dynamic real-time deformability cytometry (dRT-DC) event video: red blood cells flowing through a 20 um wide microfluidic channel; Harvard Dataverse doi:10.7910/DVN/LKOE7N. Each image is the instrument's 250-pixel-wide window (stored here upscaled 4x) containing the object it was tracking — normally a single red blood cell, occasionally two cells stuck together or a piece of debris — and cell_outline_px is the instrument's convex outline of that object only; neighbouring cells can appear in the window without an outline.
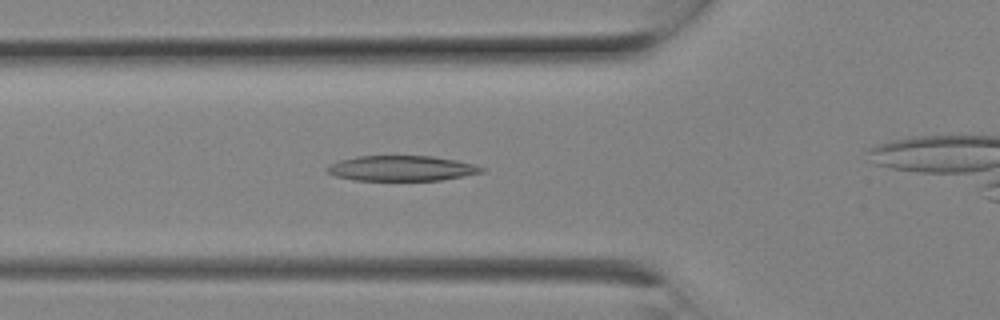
{"species": "Egyptian fruit bat (a non-hibernating species)", "species_latin": "Rousettus aegyptiacus", "temperature_condition": "room temperature", "stored_images_in_passage": 4, "camera_frame_rate_fps": 3000, "um_per_image_px": 0.085, "animal": {"sex": "female"}, "frame": {"image": 1, "passage_image": 4, "time_ms": 1.0, "image_size_px": [1000, 320], "cell_outline_px": [[484, 172], [440, 180], [356, 180], [336, 176], [328, 172], [324, 168], [328, 164], [340, 160], [356, 156], [432, 156], [456, 160], [472, 164], [484, 168]], "centroid_in_image_um": [34.09, 14.3], "position_along_channel_um": 91.7, "area_um2": 22.6}}